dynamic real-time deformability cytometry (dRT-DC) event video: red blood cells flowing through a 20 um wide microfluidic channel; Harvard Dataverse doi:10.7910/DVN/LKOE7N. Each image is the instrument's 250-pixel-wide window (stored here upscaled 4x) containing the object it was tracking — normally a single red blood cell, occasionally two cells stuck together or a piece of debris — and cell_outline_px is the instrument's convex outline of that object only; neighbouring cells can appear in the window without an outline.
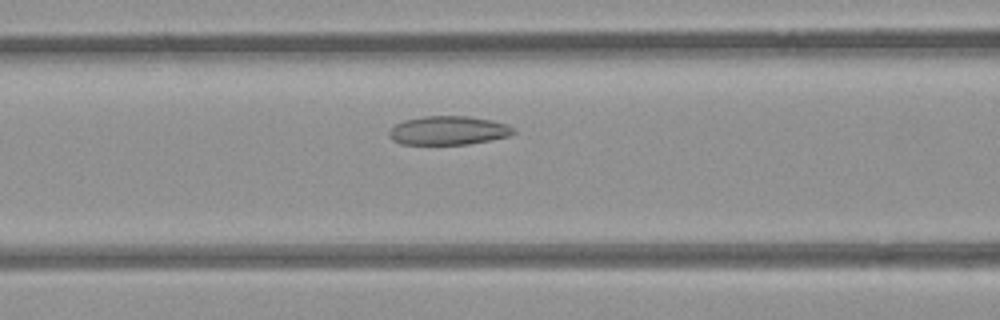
{"species": "common noctule bat (a hibernating species)", "species_latin": "Nyctalus noctula", "temperature_condition": "room temperature", "stored_images_in_passage": 42, "camera_frame_rate_fps": 3000, "um_per_image_px": 0.085, "animal": {"sex": "female", "body_mass_g": 21.9}, "frame": {"image": 1, "passage_image": 10, "time_ms": 3.0, "image_size_px": [1000, 320], "cell_outline_px": [[516, 132], [508, 136], [468, 144], [400, 144], [392, 140], [388, 136], [388, 132], [396, 124], [404, 120], [424, 116], [468, 116], [492, 120], [508, 124], [516, 128]], "centroid_in_image_um": [38.12, 11.08], "position_along_channel_um": 128.5, "area_um2": 20.92}}
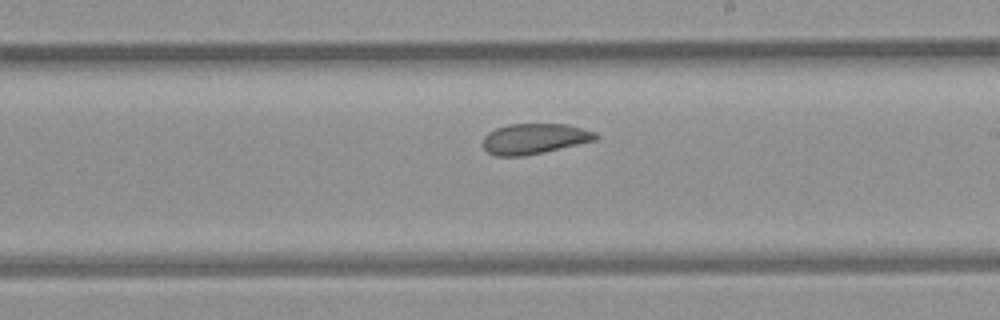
{"frame": {"image": 2, "passage_image": 19, "time_ms": 6.0, "image_size_px": [1000, 320], "cell_outline_px": [[600, 136], [596, 140], [544, 152], [524, 156], [496, 156], [488, 152], [484, 148], [484, 136], [488, 132], [496, 128], [508, 124], [568, 124], [596, 132]], "centroid_in_image_um": [45.44, 11.79], "position_along_channel_um": 243.6, "area_um2": 20.06}}
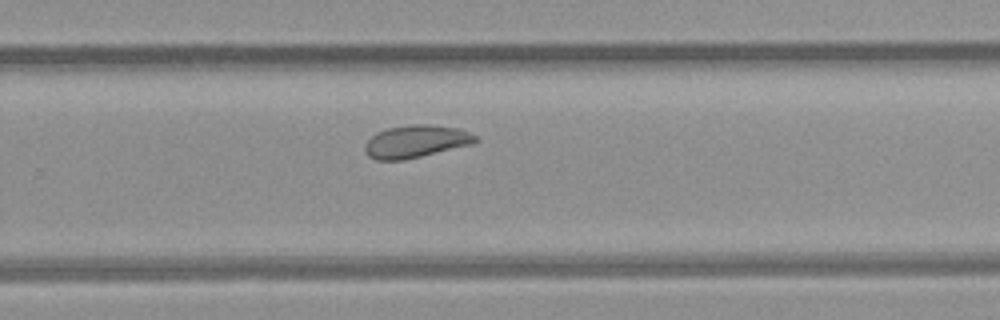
{"frame": {"image": 3, "passage_image": 23, "time_ms": 7.333, "image_size_px": [1000, 320], "cell_outline_px": [[480, 140], [472, 144], [404, 160], [376, 160], [368, 156], [364, 152], [364, 144], [376, 132], [388, 128], [412, 124], [428, 124], [460, 128], [476, 136]], "centroid_in_image_um": [35.33, 12.02], "position_along_channel_um": 294.5, "area_um2": 21.04}, "authors_computed_cell_mechanics": {"area_um2": 21.7617, "velocity_mm_per_s": 3.841, "shape_relaxation_time_tau1_ms": null, "shape_relaxation_time_tau2_ms": 2.9407, "deformation_change_tau1": null, "deformation_change_tau2": 0.0844}}